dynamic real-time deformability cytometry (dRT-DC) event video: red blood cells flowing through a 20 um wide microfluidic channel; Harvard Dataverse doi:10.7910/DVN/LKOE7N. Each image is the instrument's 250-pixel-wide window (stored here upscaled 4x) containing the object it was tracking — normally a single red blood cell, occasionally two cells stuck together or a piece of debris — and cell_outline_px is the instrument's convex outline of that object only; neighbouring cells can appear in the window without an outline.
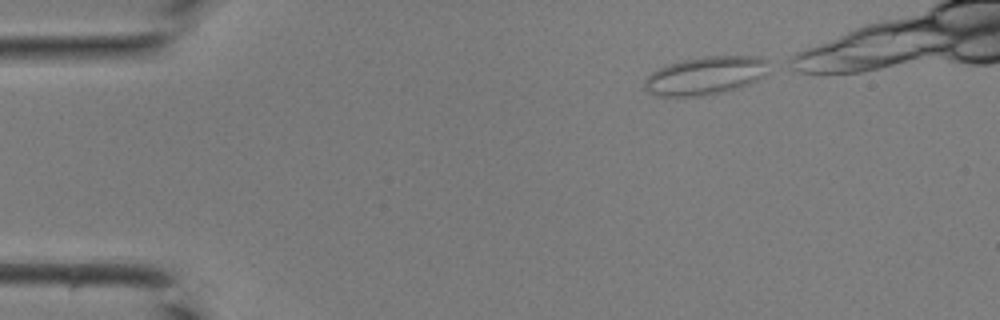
{"species": "common noctule bat (a hibernating species)", "species_latin": "Nyctalus noctula", "temperature_condition": "room temperature", "stored_images_in_passage": 7, "camera_frame_rate_fps": 3000, "um_per_image_px": 0.085, "animal": {"sex": "male", "body_mass_g": 19.0, "forearm_length_mm": 50.8}, "frame": {"image": 1, "passage_image": 1, "time_ms": 0.0, "image_size_px": [1000, 320], "cell_outline_px": [[768, 60], [764, 76], [748, 84], [736, 88], [720, 92], [700, 96], [656, 96], [648, 92], [644, 88], [644, 80], [652, 72], [668, 64], [680, 60], [704, 56], [756, 56]], "centroid_in_image_um": [59.92, 6.42], "position_along_channel_um": 25.1, "area_um2": 27.46}}